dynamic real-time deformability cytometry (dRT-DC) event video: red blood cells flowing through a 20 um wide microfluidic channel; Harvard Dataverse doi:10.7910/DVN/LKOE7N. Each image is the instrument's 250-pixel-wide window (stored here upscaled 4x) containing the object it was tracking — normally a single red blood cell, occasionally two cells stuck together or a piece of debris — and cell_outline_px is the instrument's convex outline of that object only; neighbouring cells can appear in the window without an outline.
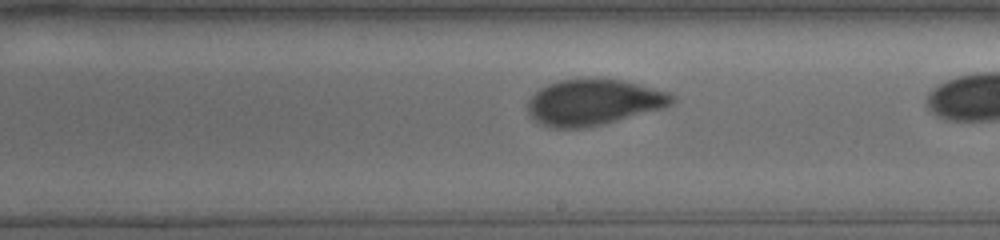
{"species": "human", "species_latin": "Homo sapiens", "temperature_condition": "cold", "stored_images_in_passage": 30, "camera_frame_rate_fps": 3000, "um_per_image_px": 0.085, "donor": {"sex": "male"}, "frame": {"image": 1, "passage_image": 18, "time_ms": 5.667, "image_size_px": [1000, 240], "cell_outline_px": [[676, 100], [672, 104], [664, 108], [600, 124], [580, 128], [556, 128], [540, 124], [528, 112], [528, 100], [540, 88], [556, 80], [592, 76], [596, 76], [620, 80], [668, 92], [676, 96]], "centroid_in_image_um": [50.44, 8.65], "position_along_channel_um": 238.6, "area_um2": 38.78}}